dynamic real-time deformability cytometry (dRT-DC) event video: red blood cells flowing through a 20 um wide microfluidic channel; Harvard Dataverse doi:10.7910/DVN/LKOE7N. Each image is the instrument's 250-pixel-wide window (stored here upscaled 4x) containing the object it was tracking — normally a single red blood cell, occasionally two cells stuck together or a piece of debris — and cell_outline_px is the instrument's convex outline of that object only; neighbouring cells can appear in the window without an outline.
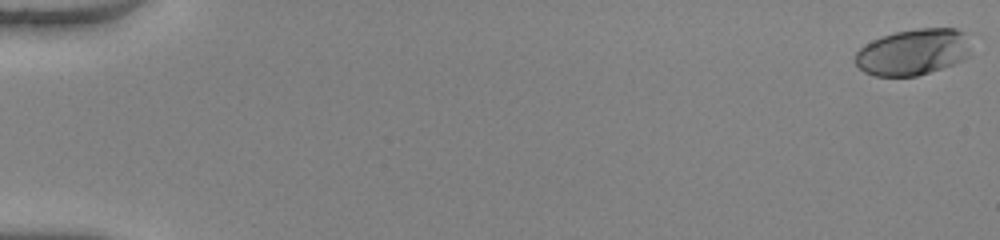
{"species": "human", "species_latin": "Homo sapiens", "temperature_condition": "warm", "stored_images_in_passage": 52, "camera_frame_rate_fps": 3000, "um_per_image_px": 0.085, "donor": {"sex": "female"}, "frame": {"image": 1, "passage_image": 1, "time_ms": 0.0, "image_size_px": [1000, 240], "cell_outline_px": [[972, 40], [968, 56], [964, 60], [916, 76], [876, 76], [864, 72], [856, 64], [856, 52], [860, 48], [872, 40], [880, 36], [896, 32], [916, 28], [956, 28], [972, 36]], "centroid_in_image_um": [77.66, 4.4], "position_along_channel_um": 7.3, "area_um2": 31.44}}
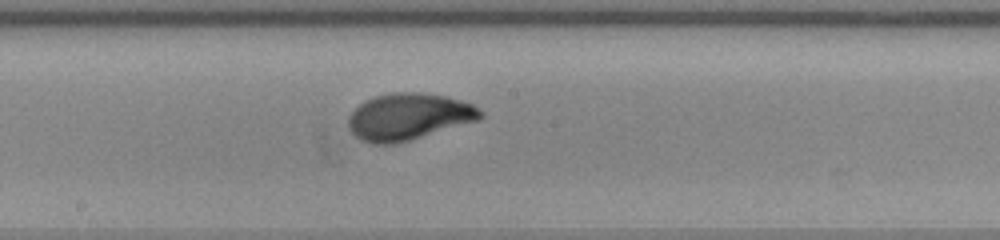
{"frame": {"image": 2, "passage_image": 30, "time_ms": 9.667, "image_size_px": [1000, 240], "cell_outline_px": [[484, 116], [480, 120], [396, 144], [368, 144], [360, 140], [352, 132], [348, 124], [348, 116], [364, 100], [376, 96], [392, 92], [420, 92], [444, 96], [460, 100], [472, 104], [484, 112]], "centroid_in_image_um": [34.74, 9.92], "position_along_channel_um": 213.5, "area_um2": 36.13}}
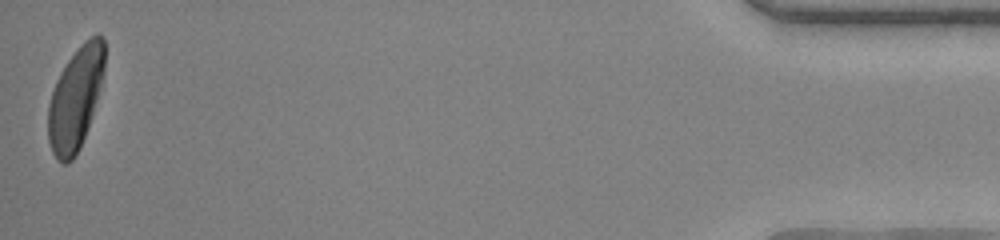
{"frame": {"image": 3, "passage_image": 52, "time_ms": 17.0, "image_size_px": [1000, 240], "cell_outline_px": [[104, 76], [80, 148], [72, 160], [68, 164], [64, 164], [56, 160], [52, 152], [48, 140], [48, 104], [56, 80], [60, 72], [68, 60], [84, 40], [96, 32], [104, 36]], "centroid_in_image_um": [6.41, 8.35], "position_along_channel_um": 428.8, "area_um2": 33.64}, "authors_computed_cell_mechanics": {"area_um2": 33.7263, "velocity_mm_per_s": 4.0851, "shape_relaxation_time_tau1_ms": 3.4698, "shape_relaxation_time_tau2_ms": null, "deformation_change_tau1": 0.208, "deformation_change_tau2": null}}